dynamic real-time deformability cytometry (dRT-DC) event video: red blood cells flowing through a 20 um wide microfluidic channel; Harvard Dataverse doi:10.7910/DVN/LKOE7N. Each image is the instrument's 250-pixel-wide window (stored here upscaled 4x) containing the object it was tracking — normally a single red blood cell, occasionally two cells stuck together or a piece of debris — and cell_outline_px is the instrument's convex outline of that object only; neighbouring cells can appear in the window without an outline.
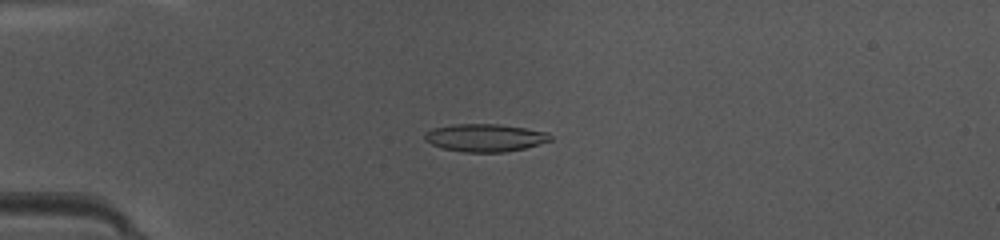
{"species": "common noctule bat (a hibernating species)", "species_latin": "Nyctalus noctula", "temperature_condition": "warm", "stored_images_in_passage": 38, "camera_frame_rate_fps": 3000, "um_per_image_px": 0.085, "animal": {"sex": "female", "body_mass_g": 10.0, "forearm_length_mm": 53.1}, "frame": {"image": 1, "passage_image": 13, "time_ms": 4.0, "image_size_px": [1000, 240], "cell_outline_px": [[552, 140], [524, 148], [504, 152], [464, 152], [440, 148], [424, 140], [424, 132], [432, 128], [452, 124], [500, 124], [548, 132], [552, 136]], "centroid_in_image_um": [41.19, 11.7], "position_along_channel_um": 43.8, "area_um2": 20.4}}
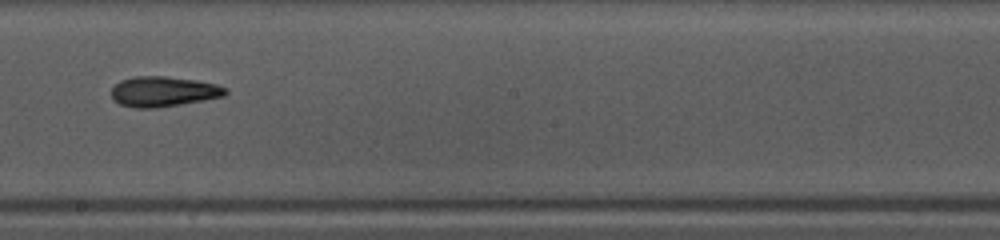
{"frame": {"image": 2, "passage_image": 28, "time_ms": 9.0, "image_size_px": [1000, 240], "cell_outline_px": [[228, 92], [224, 96], [204, 100], [156, 108], [136, 108], [120, 104], [112, 100], [112, 88], [120, 80], [136, 76], [164, 76], [196, 80], [216, 84], [228, 88]], "centroid_in_image_um": [13.89, 7.78], "position_along_channel_um": 234.3, "area_um2": 20.11}}
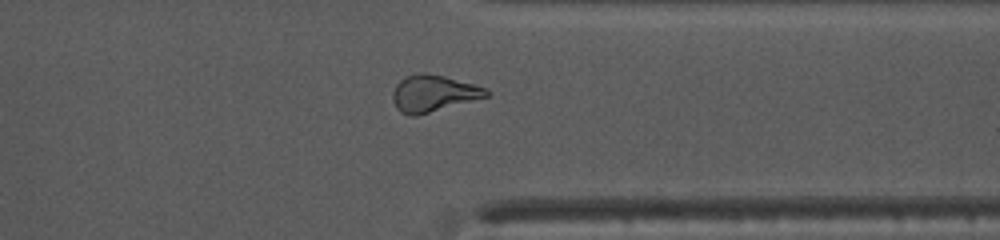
{"frame": {"image": 3, "passage_image": 38, "time_ms": 12.333, "image_size_px": [1000, 240], "cell_outline_px": [[492, 96], [416, 116], [412, 116], [400, 112], [396, 108], [392, 96], [396, 84], [400, 80], [408, 76], [420, 72], [424, 72], [444, 76], [472, 84], [484, 88], [492, 92]], "centroid_in_image_um": [36.87, 7.95], "position_along_channel_um": 374.5, "area_um2": 20.06}, "authors_computed_cell_mechanics": {"area_um2": 19.7676, "velocity_mm_per_s": 4.2371, "shape_relaxation_time_tau1_ms": 3.7311, "shape_relaxation_time_tau2_ms": 6.5672, "deformation_change_tau1": 0.1511, "deformation_change_tau2": 0.1127}}